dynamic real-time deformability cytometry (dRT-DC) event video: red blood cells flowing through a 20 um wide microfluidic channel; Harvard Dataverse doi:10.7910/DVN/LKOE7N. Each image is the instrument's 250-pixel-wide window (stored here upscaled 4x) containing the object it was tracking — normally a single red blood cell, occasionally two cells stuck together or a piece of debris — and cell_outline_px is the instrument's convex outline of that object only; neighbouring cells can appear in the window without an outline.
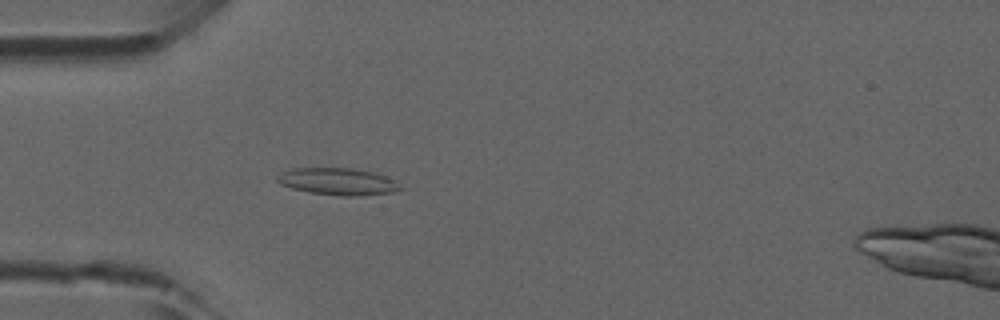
{"species": "common noctule bat (a hibernating species)", "species_latin": "Nyctalus noctula", "temperature_condition": "room temperature", "stored_images_in_passage": 48, "camera_frame_rate_fps": 3000, "um_per_image_px": 0.085, "animal": {"sex": "male", "forearm_length_mm": 52.5}, "frame": {"image": 1, "passage_image": 14, "time_ms": 4.333, "image_size_px": [1000, 320], "cell_outline_px": [[404, 188], [392, 192], [356, 196], [340, 196], [308, 192], [292, 188], [280, 184], [276, 180], [276, 176], [292, 168], [352, 168], [372, 172], [396, 180]], "centroid_in_image_um": [28.72, 15.43], "position_along_channel_um": 56.3, "area_um2": 19.36}}
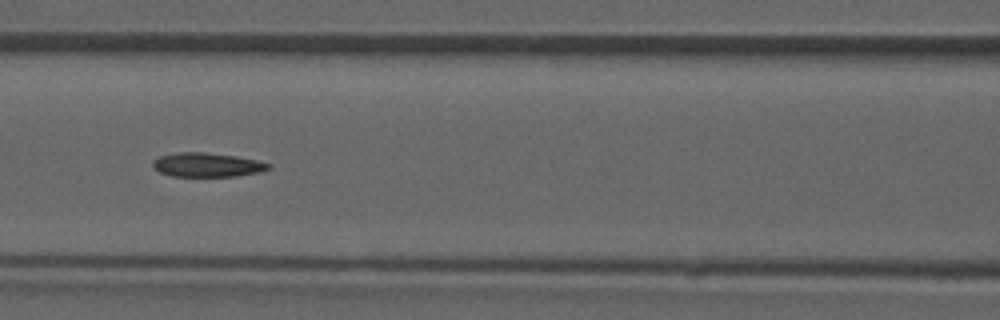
{"frame": {"image": 2, "passage_image": 21, "time_ms": 6.667, "image_size_px": [1000, 320], "cell_outline_px": [[272, 168], [260, 172], [236, 176], [172, 176], [160, 172], [152, 168], [152, 160], [160, 156], [176, 152], [204, 152], [236, 156], [256, 160], [272, 164]], "centroid_in_image_um": [17.6, 14.01], "position_along_channel_um": 149.0, "area_um2": 16.36}}